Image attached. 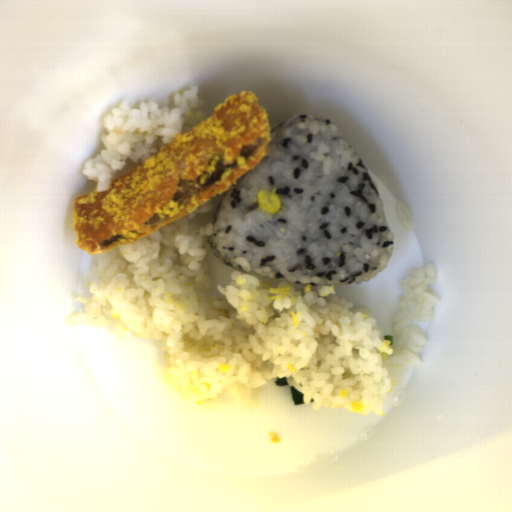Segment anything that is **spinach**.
Wrapping results in <instances>:
<instances>
[{
    "label": "spinach",
    "instance_id": "obj_1",
    "mask_svg": "<svg viewBox=\"0 0 512 512\" xmlns=\"http://www.w3.org/2000/svg\"><path fill=\"white\" fill-rule=\"evenodd\" d=\"M290 391H291L294 405L301 406V405L305 404L303 393L301 391H299L296 387H293L291 385H290Z\"/></svg>",
    "mask_w": 512,
    "mask_h": 512
},
{
    "label": "spinach",
    "instance_id": "obj_2",
    "mask_svg": "<svg viewBox=\"0 0 512 512\" xmlns=\"http://www.w3.org/2000/svg\"><path fill=\"white\" fill-rule=\"evenodd\" d=\"M287 377H277L275 382H274V386H285V385H290L288 384L287 380H286Z\"/></svg>",
    "mask_w": 512,
    "mask_h": 512
}]
</instances>
